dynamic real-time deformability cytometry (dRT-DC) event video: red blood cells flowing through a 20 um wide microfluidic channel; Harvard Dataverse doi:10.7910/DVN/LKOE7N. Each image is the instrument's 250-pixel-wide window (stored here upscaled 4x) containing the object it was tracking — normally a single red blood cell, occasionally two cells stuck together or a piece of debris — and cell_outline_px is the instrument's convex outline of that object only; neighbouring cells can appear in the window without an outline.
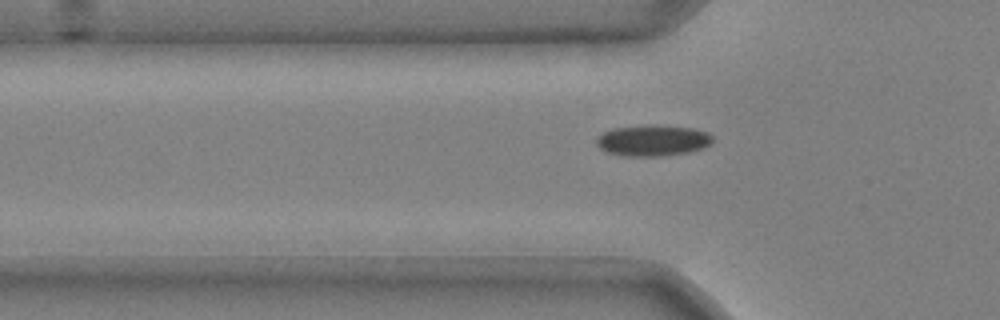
{"species": "common noctule bat (a hibernating species)", "species_latin": "Nyctalus noctula", "temperature_condition": "cold", "stored_images_in_passage": 37, "camera_frame_rate_fps": 3000, "um_per_image_px": 0.085, "animal": {"sex": "male", "body_mass_g": 20.4}, "frame": {"image": 1, "passage_image": 8, "time_ms": 2.333, "image_size_px": [1000, 320], "cell_outline_px": [[712, 144], [704, 148], [688, 152], [660, 156], [624, 156], [608, 152], [600, 148], [596, 144], [596, 136], [612, 128], [644, 124], [656, 124], [692, 128], [708, 132], [712, 136]], "centroid_in_image_um": [55.48, 11.92], "position_along_channel_um": 70.3, "area_um2": 21.39}}
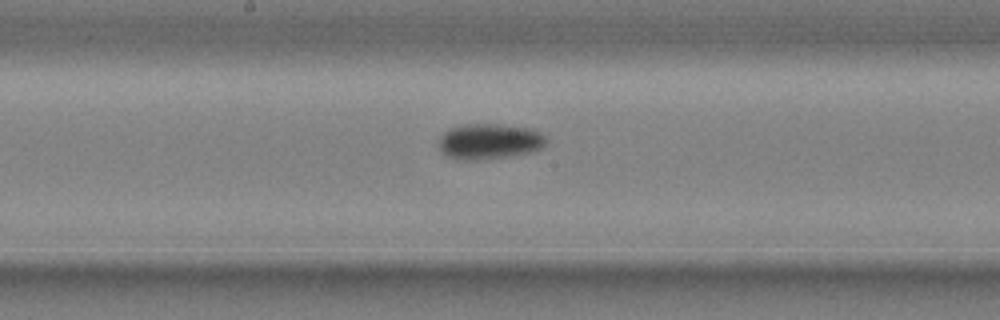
{"frame": {"image": 2, "passage_image": 19, "time_ms": 6.0, "image_size_px": [1000, 320], "cell_outline_px": [[548, 140], [540, 148], [532, 152], [504, 156], [472, 160], [456, 160], [440, 152], [436, 140], [444, 132], [460, 124], [500, 124], [532, 128], [540, 132]], "centroid_in_image_um": [41.54, 12.0], "position_along_channel_um": 206.7, "area_um2": 22.43}}
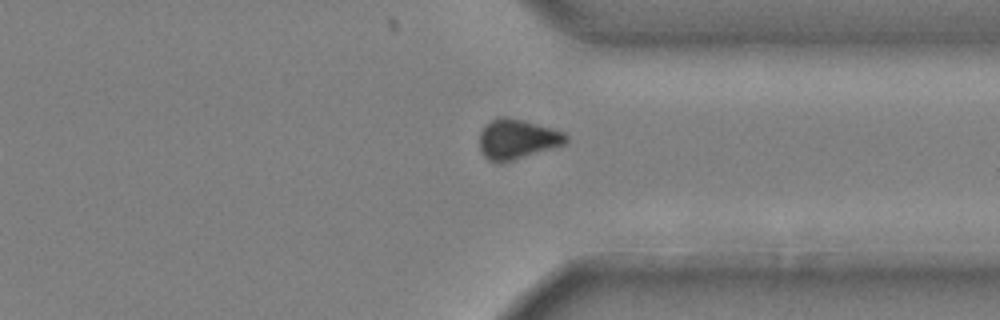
{"frame": {"image": 3, "passage_image": 32, "time_ms": 10.333, "image_size_px": [1000, 320], "cell_outline_px": [[568, 140], [564, 144], [552, 148], [500, 164], [488, 160], [484, 156], [480, 148], [480, 132], [484, 124], [500, 116], [508, 116], [524, 120], [552, 128], [564, 132], [568, 136]], "centroid_in_image_um": [43.94, 11.82], "position_along_channel_um": 367.5, "area_um2": 20.23}, "authors_computed_cell_mechanics": {"area_um2": 20.9236, "velocity_mm_per_s": 3.7191, "shape_relaxation_time_tau1_ms": 3.2939, "shape_relaxation_time_tau2_ms": null, "deformation_change_tau1": 0.1044, "deformation_change_tau2": null}}